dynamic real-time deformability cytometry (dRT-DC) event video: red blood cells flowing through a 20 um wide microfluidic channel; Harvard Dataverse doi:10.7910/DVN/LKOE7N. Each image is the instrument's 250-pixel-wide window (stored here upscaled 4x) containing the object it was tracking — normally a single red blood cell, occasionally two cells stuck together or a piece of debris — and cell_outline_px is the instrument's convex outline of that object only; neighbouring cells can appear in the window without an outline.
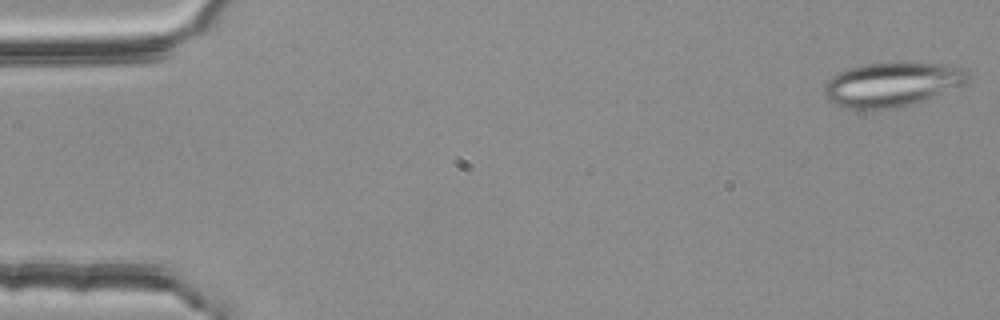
{"species": "common noctule bat (a hibernating species)", "species_latin": "Nyctalus noctula", "temperature_condition": "room temperature", "stored_images_in_passage": 4, "camera_frame_rate_fps": 3000, "um_per_image_px": 0.085, "animal": {"sex": "female", "body_mass_g": 25.1}, "frame": {"image": 1, "passage_image": 1, "time_ms": 0.0, "image_size_px": [1000, 320], "cell_outline_px": [[968, 80], [964, 84], [924, 100], [900, 108], [848, 108], [828, 100], [824, 96], [824, 84], [832, 76], [840, 72], [852, 68], [868, 64], [904, 60], [908, 60], [948, 64], [968, 68]], "centroid_in_image_um": [75.89, 7.12], "position_along_channel_um": 9.1, "area_um2": 37.51}}